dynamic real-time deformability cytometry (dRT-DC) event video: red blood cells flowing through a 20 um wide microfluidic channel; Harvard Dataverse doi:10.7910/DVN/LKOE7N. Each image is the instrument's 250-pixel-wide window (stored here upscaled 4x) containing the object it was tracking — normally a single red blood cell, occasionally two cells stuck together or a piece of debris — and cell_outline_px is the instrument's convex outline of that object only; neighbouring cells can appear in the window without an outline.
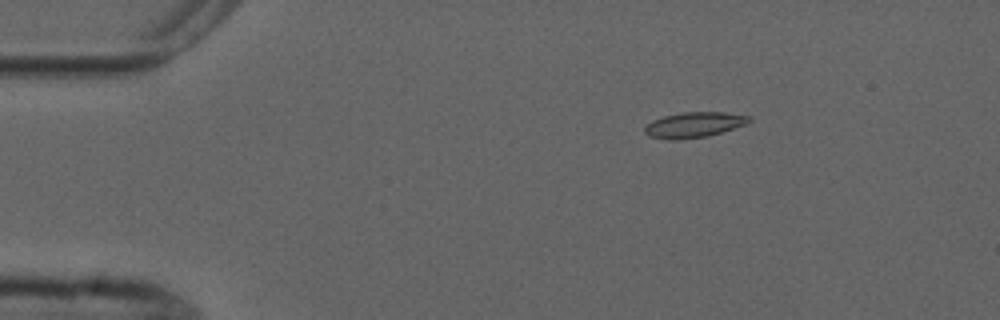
{"species": "common noctule bat (a hibernating species)", "species_latin": "Nyctalus noctula", "temperature_condition": "cold", "stored_images_in_passage": 5, "camera_frame_rate_fps": 3000, "um_per_image_px": 0.085, "animal": {"sex": "male", "forearm_length_mm": 52.5}, "frame": {"image": 1, "passage_image": 3, "time_ms": 2.333, "image_size_px": [1000, 320], "cell_outline_px": [[752, 120], [748, 124], [708, 136], [680, 140], [668, 140], [648, 136], [644, 132], [644, 124], [652, 120], [664, 116], [684, 112], [724, 112], [748, 116]], "centroid_in_image_um": [58.95, 10.62], "position_along_channel_um": 26.0, "area_um2": 15.66}}